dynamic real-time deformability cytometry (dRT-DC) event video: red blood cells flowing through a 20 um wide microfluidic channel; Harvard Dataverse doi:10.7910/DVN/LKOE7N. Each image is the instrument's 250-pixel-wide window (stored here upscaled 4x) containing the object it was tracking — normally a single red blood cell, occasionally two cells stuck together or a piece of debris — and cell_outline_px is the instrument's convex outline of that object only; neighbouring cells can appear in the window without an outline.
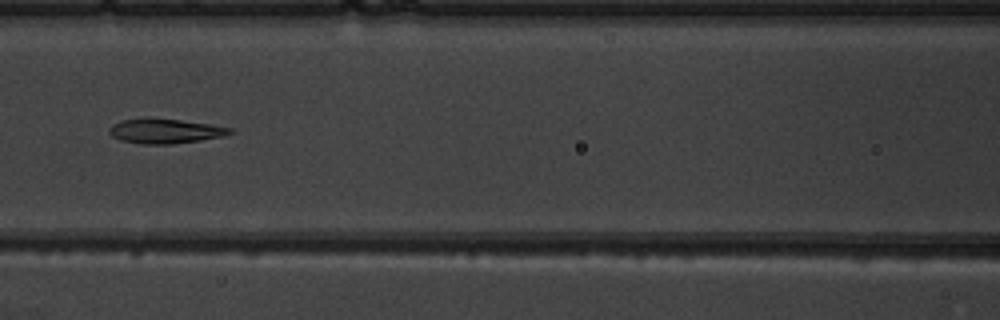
{"species": "common noctule bat (a hibernating species)", "species_latin": "Nyctalus noctula", "temperature_condition": "warm", "stored_images_in_passage": 7, "camera_frame_rate_fps": 3000, "um_per_image_px": 0.085, "animal": {"sex": "male", "body_mass_g": 19.5, "forearm_length_mm": 54.6}, "frame": {"image": 1, "passage_image": 7, "time_ms": 7.0, "image_size_px": [1000, 320], "cell_outline_px": [[232, 132], [224, 136], [200, 140], [172, 144], [140, 144], [120, 140], [112, 136], [108, 132], [108, 128], [112, 124], [120, 120], [148, 116], [212, 124], [232, 128]], "centroid_in_image_um": [13.97, 11.12], "position_along_channel_um": 152.6, "area_um2": 17.8}}